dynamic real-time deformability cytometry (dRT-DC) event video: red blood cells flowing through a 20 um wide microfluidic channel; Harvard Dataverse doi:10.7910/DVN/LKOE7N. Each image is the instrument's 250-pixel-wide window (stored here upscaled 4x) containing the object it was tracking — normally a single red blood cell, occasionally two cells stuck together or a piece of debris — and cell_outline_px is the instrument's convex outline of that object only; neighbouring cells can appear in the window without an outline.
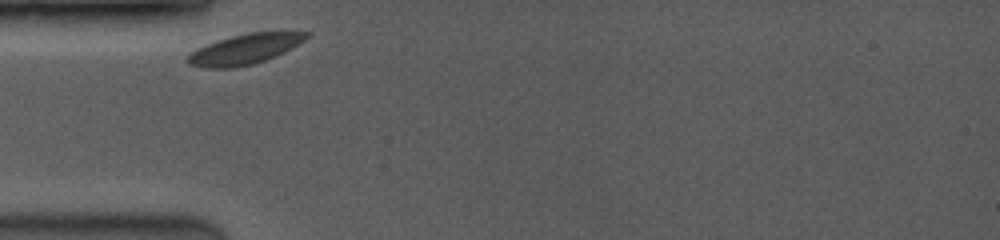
{"species": "common noctule bat (a hibernating species)", "species_latin": "Nyctalus noctula", "temperature_condition": "room temperature", "stored_images_in_passage": 2, "camera_frame_rate_fps": 3500, "um_per_image_px": 0.085, "animal": {"sex": "female", "body_mass_g": 19.0, "forearm_length_mm": 53.3}, "frame": {"image": 1, "passage_image": 1, "time_ms": 0.0, "image_size_px": [1000, 240], "cell_outline_px": [[312, 32], [304, 40], [284, 52], [276, 56], [252, 64], [232, 68], [204, 68], [188, 64], [188, 56], [196, 48], [232, 36], [248, 32]], "centroid_in_image_um": [20.8, 4.18], "position_along_channel_um": 64.2, "area_um2": 20.52}}